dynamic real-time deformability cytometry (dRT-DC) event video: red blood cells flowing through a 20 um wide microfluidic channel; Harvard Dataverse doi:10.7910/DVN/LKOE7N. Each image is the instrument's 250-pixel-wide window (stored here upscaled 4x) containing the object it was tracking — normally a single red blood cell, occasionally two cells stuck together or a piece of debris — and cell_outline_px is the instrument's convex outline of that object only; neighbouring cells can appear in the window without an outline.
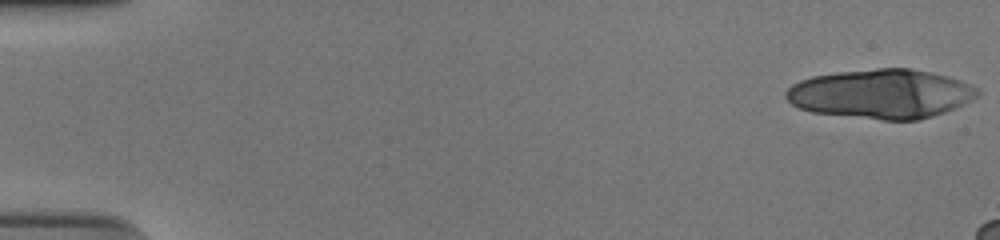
{"species": "human", "species_latin": "Homo sapiens", "temperature_condition": "cold", "stored_images_in_passage": 14, "camera_frame_rate_fps": 3000, "um_per_image_px": 0.085, "donor": {"sex": "male"}, "frame": {"image": 1, "passage_image": 1, "time_ms": 0.0, "image_size_px": [1000, 240], "cell_outline_px": [[980, 96], [956, 108], [932, 116], [916, 120], [884, 120], [812, 112], [800, 108], [792, 104], [784, 96], [784, 92], [792, 84], [800, 80], [812, 76], [836, 72], [876, 68], [912, 68], [948, 76], [960, 80], [980, 88]], "centroid_in_image_um": [74.92, 7.97], "position_along_channel_um": 10.1, "area_um2": 55.31}}